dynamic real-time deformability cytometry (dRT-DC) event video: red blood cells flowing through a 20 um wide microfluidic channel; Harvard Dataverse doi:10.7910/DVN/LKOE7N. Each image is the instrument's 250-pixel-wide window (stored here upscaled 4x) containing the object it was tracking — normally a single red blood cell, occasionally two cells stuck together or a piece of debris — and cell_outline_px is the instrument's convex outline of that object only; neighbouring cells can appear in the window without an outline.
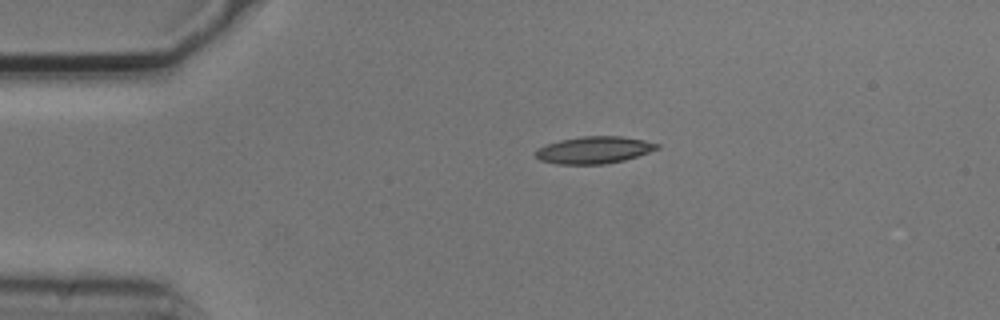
{"species": "common noctule bat (a hibernating species)", "species_latin": "Nyctalus noctula", "temperature_condition": "cold", "stored_images_in_passage": 5, "camera_frame_rate_fps": 3000, "um_per_image_px": 0.085, "animal": {"sex": "male", "body_mass_g": 20.5, "forearm_length_mm": 52.5}, "frame": {"image": 1, "passage_image": 5, "time_ms": 1.333, "image_size_px": [1000, 320], "cell_outline_px": [[660, 148], [624, 160], [604, 164], [556, 164], [540, 160], [536, 156], [536, 152], [540, 148], [548, 144], [560, 140], [580, 136], [620, 136], [644, 140], [660, 144]], "centroid_in_image_um": [50.52, 12.75], "position_along_channel_um": 34.5, "area_um2": 18.96}}